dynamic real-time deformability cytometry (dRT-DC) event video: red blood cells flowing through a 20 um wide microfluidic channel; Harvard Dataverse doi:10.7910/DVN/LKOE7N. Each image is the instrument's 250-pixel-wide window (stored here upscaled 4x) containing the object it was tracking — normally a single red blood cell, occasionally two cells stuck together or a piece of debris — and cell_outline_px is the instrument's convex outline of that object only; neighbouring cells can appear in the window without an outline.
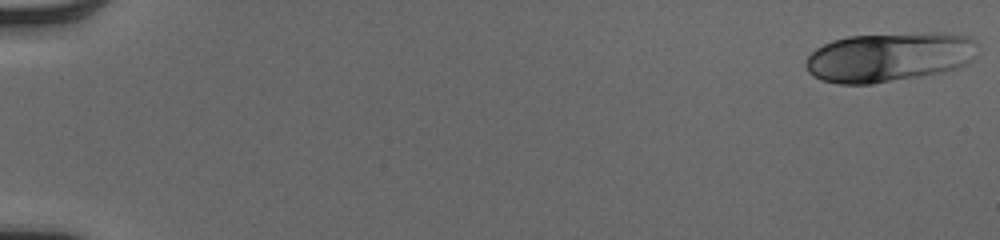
{"species": "human", "species_latin": "Homo sapiens", "temperature_condition": "cold", "stored_images_in_passage": 51, "camera_frame_rate_fps": 3000, "um_per_image_px": 0.085, "donor": {"sex": "male"}, "frame": {"image": 1, "passage_image": 1, "time_ms": 0.0, "image_size_px": [1000, 240], "cell_outline_px": [[976, 44], [972, 60], [956, 68], [924, 76], [872, 84], [836, 84], [820, 80], [812, 76], [808, 72], [804, 64], [804, 60], [816, 48], [832, 40], [848, 36], [932, 32], [940, 32], [968, 36], [976, 40]], "centroid_in_image_um": [75.52, 4.85], "position_along_channel_um": 9.5, "area_um2": 49.82}}
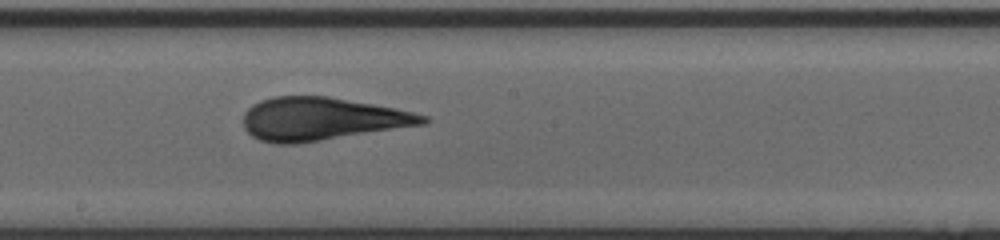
{"frame": {"image": 2, "passage_image": 30, "time_ms": 9.667, "image_size_px": [1000, 240], "cell_outline_px": [[432, 120], [428, 124], [296, 144], [276, 144], [260, 140], [252, 136], [244, 128], [244, 112], [252, 104], [260, 100], [276, 96], [328, 96], [396, 108], [428, 116]], "centroid_in_image_um": [27.37, 10.11], "position_along_channel_um": 220.8, "area_um2": 45.2}}
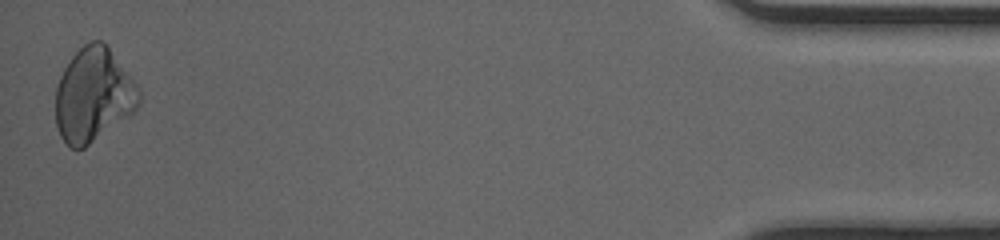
{"frame": {"image": 3, "passage_image": 51, "time_ms": 16.667, "image_size_px": [1000, 240], "cell_outline_px": [[140, 100], [136, 108], [132, 112], [84, 148], [76, 152], [68, 148], [60, 136], [56, 124], [56, 88], [60, 76], [64, 68], [72, 56], [84, 44], [92, 40], [100, 40], [108, 48], [140, 88]], "centroid_in_image_um": [7.9, 8.11], "position_along_channel_um": 427.3, "area_um2": 45.2}, "authors_computed_cell_mechanics": {"area_um2": 44.4482, "velocity_mm_per_s": 4.0737, "shape_relaxation_time_tau1_ms": 5.3809, "shape_relaxation_time_tau2_ms": 1.1646, "deformation_change_tau1": 0.1551, "deformation_change_tau2": 0.0491}}